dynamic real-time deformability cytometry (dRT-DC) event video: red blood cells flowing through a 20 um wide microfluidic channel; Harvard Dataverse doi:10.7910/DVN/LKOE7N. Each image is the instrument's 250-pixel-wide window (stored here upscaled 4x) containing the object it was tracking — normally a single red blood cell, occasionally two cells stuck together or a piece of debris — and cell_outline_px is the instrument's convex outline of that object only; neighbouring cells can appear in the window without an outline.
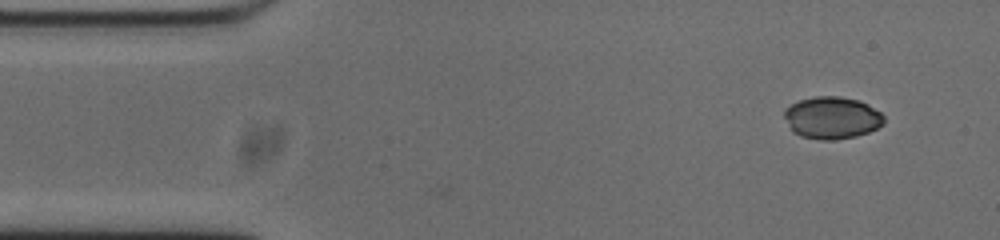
{"species": "common noctule bat (a hibernating species)", "species_latin": "Nyctalus noctula", "temperature_condition": "cold", "stored_images_in_passage": 50, "camera_frame_rate_fps": 3000, "um_per_image_px": 0.085, "animal": {"sex": "male", "body_mass_g": 20.0, "forearm_length_mm": 53.3}, "frame": {"image": 1, "passage_image": 1, "time_ms": 0.0, "image_size_px": [1000, 240], "cell_outline_px": [[884, 120], [876, 128], [868, 132], [856, 136], [836, 140], [820, 140], [800, 136], [792, 132], [784, 116], [784, 108], [800, 100], [816, 96], [840, 96], [860, 100], [868, 104], [880, 112], [884, 116]], "centroid_in_image_um": [70.69, 10.01], "position_along_channel_um": 14.3, "area_um2": 24.57}}
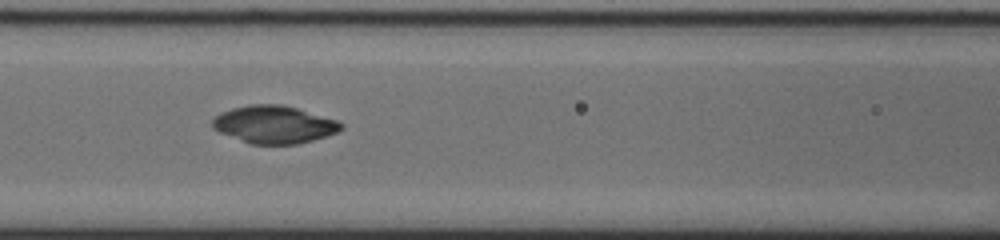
{"frame": {"image": 2, "passage_image": 18, "time_ms": 5.667, "image_size_px": [1000, 240], "cell_outline_px": [[344, 128], [336, 132], [312, 140], [296, 144], [252, 144], [220, 132], [212, 128], [212, 120], [220, 112], [232, 108], [252, 104], [280, 104], [296, 108], [336, 120], [344, 124]], "centroid_in_image_um": [23.28, 10.58], "position_along_channel_um": 143.3, "area_um2": 27.86}}
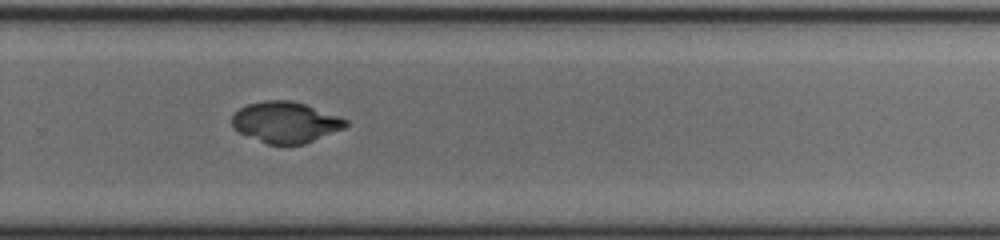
{"frame": {"image": 3, "passage_image": 31, "time_ms": 10.0, "image_size_px": [1000, 240], "cell_outline_px": [[348, 124], [344, 128], [304, 144], [268, 144], [240, 132], [232, 124], [232, 116], [240, 108], [248, 104], [264, 100], [292, 100], [304, 104], [348, 120]], "centroid_in_image_um": [24.27, 10.38], "position_along_channel_um": 305.5, "area_um2": 26.65}, "authors_computed_cell_mechanics": {"area_um2": 25.0563, "velocity_mm_per_s": 3.7468, "shape_relaxation_time_tau1_ms": null, "shape_relaxation_time_tau2_ms": 3.3287, "deformation_change_tau1": null, "deformation_change_tau2": 0.0284}}